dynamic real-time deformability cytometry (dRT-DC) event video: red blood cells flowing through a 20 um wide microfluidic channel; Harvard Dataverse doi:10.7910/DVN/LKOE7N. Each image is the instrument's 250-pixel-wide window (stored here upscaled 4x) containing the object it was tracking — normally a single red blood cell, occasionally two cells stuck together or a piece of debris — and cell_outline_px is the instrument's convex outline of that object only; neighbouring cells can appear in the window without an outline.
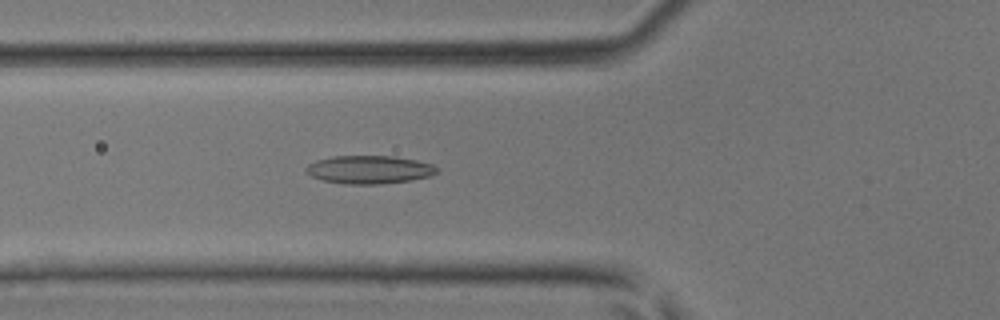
{"species": "common noctule bat (a hibernating species)", "species_latin": "Nyctalus noctula", "temperature_condition": "room temperature", "stored_images_in_passage": 31, "camera_frame_rate_fps": 3000, "um_per_image_px": 0.085, "animal": {"sex": "male", "body_mass_g": 17.9, "forearm_length_mm": 54.2}, "frame": {"image": 1, "passage_image": 3, "time_ms": 0.667, "image_size_px": [1000, 320], "cell_outline_px": [[440, 172], [428, 176], [412, 180], [380, 184], [344, 184], [324, 180], [312, 176], [304, 168], [308, 164], [316, 160], [332, 156], [396, 156], [416, 160], [432, 164], [440, 168]], "centroid_in_image_um": [31.43, 14.41], "position_along_channel_um": 94.4, "area_um2": 21.56}}
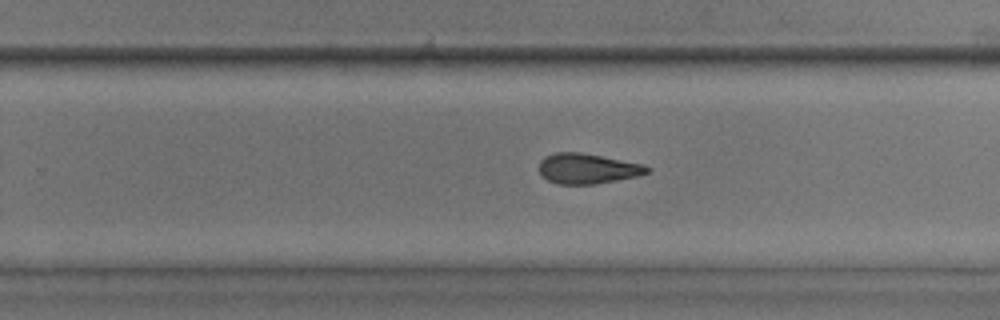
{"frame": {"image": 2, "passage_image": 15, "time_ms": 4.667, "image_size_px": [1000, 320], "cell_outline_px": [[652, 168], [648, 172], [636, 176], [596, 184], [556, 184], [548, 180], [540, 172], [540, 160], [544, 156], [556, 152], [580, 152], [644, 164]], "centroid_in_image_um": [49.93, 14.32], "position_along_channel_um": 279.9, "area_um2": 18.96}}
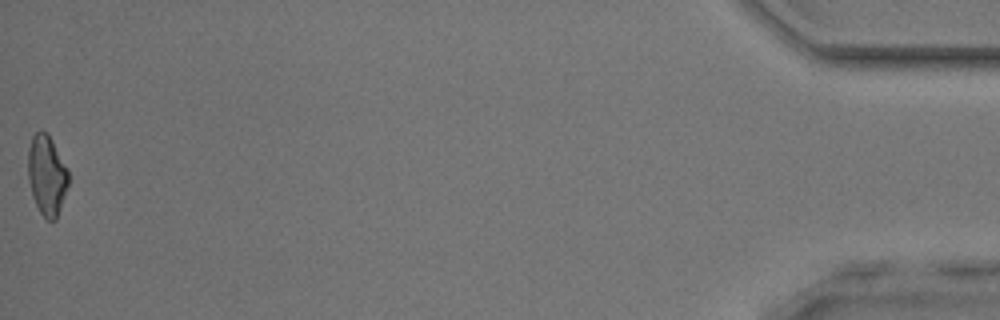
{"frame": {"image": 3, "passage_image": 31, "time_ms": 10.0, "image_size_px": [1000, 320], "cell_outline_px": [[68, 184], [56, 220], [48, 220], [40, 212], [32, 196], [28, 180], [28, 148], [32, 136], [36, 132], [48, 132], [68, 168]], "centroid_in_image_um": [3.97, 14.87], "position_along_channel_um": 431.2, "area_um2": 18.84}}